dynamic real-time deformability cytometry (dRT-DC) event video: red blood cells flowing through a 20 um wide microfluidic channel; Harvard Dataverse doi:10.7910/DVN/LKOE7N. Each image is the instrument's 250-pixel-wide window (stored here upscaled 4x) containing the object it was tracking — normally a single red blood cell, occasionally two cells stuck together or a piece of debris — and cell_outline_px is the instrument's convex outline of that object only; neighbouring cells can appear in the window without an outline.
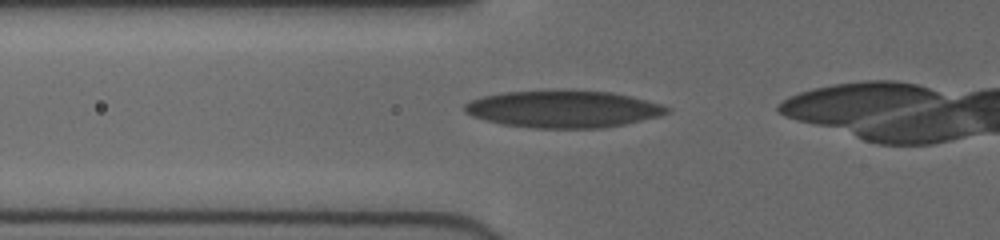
{"species": "human", "species_latin": "Homo sapiens", "temperature_condition": "cold", "stored_images_in_passage": 37, "camera_frame_rate_fps": 3000, "um_per_image_px": 0.085, "donor": {"sex": "female"}, "frame": {"image": 1, "passage_image": 13, "time_ms": 4.0, "image_size_px": [1000, 240], "cell_outline_px": [[672, 108], [668, 112], [660, 116], [624, 124], [604, 128], [532, 128], [500, 124], [484, 120], [472, 116], [464, 112], [464, 104], [468, 100], [484, 96], [504, 92], [568, 88], [612, 92], [632, 96], [660, 104]], "centroid_in_image_um": [47.85, 9.24], "position_along_channel_um": 77.9, "area_um2": 44.74}}
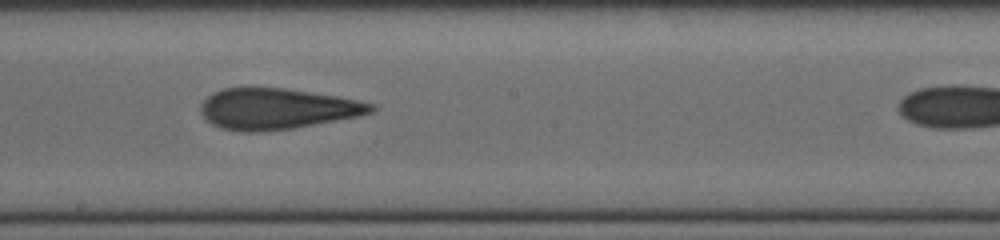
{"frame": {"image": 2, "passage_image": 24, "time_ms": 7.667, "image_size_px": [1000, 240], "cell_outline_px": [[376, 108], [372, 112], [360, 116], [296, 128], [264, 132], [240, 132], [220, 128], [212, 124], [200, 112], [200, 104], [208, 96], [224, 88], [284, 88], [336, 96], [376, 104]], "centroid_in_image_um": [23.55, 9.27], "position_along_channel_um": 224.6, "area_um2": 40.69}}
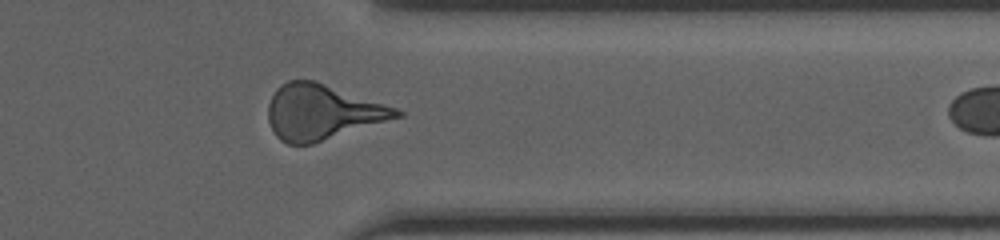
{"frame": {"image": 3, "passage_image": 36, "time_ms": 11.667, "image_size_px": [1000, 240], "cell_outline_px": [[404, 116], [312, 144], [288, 144], [280, 140], [276, 136], [268, 120], [268, 104], [276, 88], [280, 84], [288, 80], [316, 80], [396, 108], [404, 112]], "centroid_in_image_um": [27.37, 9.52], "position_along_channel_um": 384.0, "area_um2": 41.33}}